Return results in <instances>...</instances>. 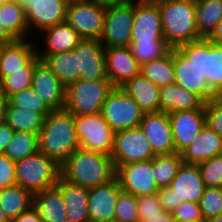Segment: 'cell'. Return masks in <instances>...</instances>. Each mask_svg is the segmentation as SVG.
<instances>
[{"mask_svg":"<svg viewBox=\"0 0 222 222\" xmlns=\"http://www.w3.org/2000/svg\"><path fill=\"white\" fill-rule=\"evenodd\" d=\"M0 22L16 39L24 40L29 31L26 13L19 2L10 0L0 4Z\"/></svg>","mask_w":222,"mask_h":222,"instance_id":"obj_33","label":"cell"},{"mask_svg":"<svg viewBox=\"0 0 222 222\" xmlns=\"http://www.w3.org/2000/svg\"><path fill=\"white\" fill-rule=\"evenodd\" d=\"M205 187H222V154L198 164Z\"/></svg>","mask_w":222,"mask_h":222,"instance_id":"obj_43","label":"cell"},{"mask_svg":"<svg viewBox=\"0 0 222 222\" xmlns=\"http://www.w3.org/2000/svg\"><path fill=\"white\" fill-rule=\"evenodd\" d=\"M115 173L111 156L81 148L61 165V176L66 181L88 189L108 183L115 178Z\"/></svg>","mask_w":222,"mask_h":222,"instance_id":"obj_2","label":"cell"},{"mask_svg":"<svg viewBox=\"0 0 222 222\" xmlns=\"http://www.w3.org/2000/svg\"><path fill=\"white\" fill-rule=\"evenodd\" d=\"M36 45L24 40H16L0 46V81L9 72L23 71V68L37 55Z\"/></svg>","mask_w":222,"mask_h":222,"instance_id":"obj_24","label":"cell"},{"mask_svg":"<svg viewBox=\"0 0 222 222\" xmlns=\"http://www.w3.org/2000/svg\"><path fill=\"white\" fill-rule=\"evenodd\" d=\"M8 99L11 106L40 112L44 117L52 112L32 87L13 93Z\"/></svg>","mask_w":222,"mask_h":222,"instance_id":"obj_40","label":"cell"},{"mask_svg":"<svg viewBox=\"0 0 222 222\" xmlns=\"http://www.w3.org/2000/svg\"><path fill=\"white\" fill-rule=\"evenodd\" d=\"M10 222H42L38 211L32 207L26 212L21 213L18 217L12 219Z\"/></svg>","mask_w":222,"mask_h":222,"instance_id":"obj_50","label":"cell"},{"mask_svg":"<svg viewBox=\"0 0 222 222\" xmlns=\"http://www.w3.org/2000/svg\"><path fill=\"white\" fill-rule=\"evenodd\" d=\"M176 153L188 147L205 125V110H184L168 114Z\"/></svg>","mask_w":222,"mask_h":222,"instance_id":"obj_18","label":"cell"},{"mask_svg":"<svg viewBox=\"0 0 222 222\" xmlns=\"http://www.w3.org/2000/svg\"><path fill=\"white\" fill-rule=\"evenodd\" d=\"M38 151V134L14 132L4 152L12 161L17 162Z\"/></svg>","mask_w":222,"mask_h":222,"instance_id":"obj_37","label":"cell"},{"mask_svg":"<svg viewBox=\"0 0 222 222\" xmlns=\"http://www.w3.org/2000/svg\"><path fill=\"white\" fill-rule=\"evenodd\" d=\"M79 148L73 114L65 109L48 114L38 133V151L61 166Z\"/></svg>","mask_w":222,"mask_h":222,"instance_id":"obj_1","label":"cell"},{"mask_svg":"<svg viewBox=\"0 0 222 222\" xmlns=\"http://www.w3.org/2000/svg\"><path fill=\"white\" fill-rule=\"evenodd\" d=\"M33 207L38 211L42 222H60L66 219L63 196L56 186L34 193Z\"/></svg>","mask_w":222,"mask_h":222,"instance_id":"obj_29","label":"cell"},{"mask_svg":"<svg viewBox=\"0 0 222 222\" xmlns=\"http://www.w3.org/2000/svg\"><path fill=\"white\" fill-rule=\"evenodd\" d=\"M206 222H222V214H220L214 218L208 219V220H206Z\"/></svg>","mask_w":222,"mask_h":222,"instance_id":"obj_57","label":"cell"},{"mask_svg":"<svg viewBox=\"0 0 222 222\" xmlns=\"http://www.w3.org/2000/svg\"><path fill=\"white\" fill-rule=\"evenodd\" d=\"M10 0H0V4L4 3V2H8Z\"/></svg>","mask_w":222,"mask_h":222,"instance_id":"obj_62","label":"cell"},{"mask_svg":"<svg viewBox=\"0 0 222 222\" xmlns=\"http://www.w3.org/2000/svg\"><path fill=\"white\" fill-rule=\"evenodd\" d=\"M15 176L19 186L34 194L56 186L61 176V166L37 151L15 162Z\"/></svg>","mask_w":222,"mask_h":222,"instance_id":"obj_4","label":"cell"},{"mask_svg":"<svg viewBox=\"0 0 222 222\" xmlns=\"http://www.w3.org/2000/svg\"><path fill=\"white\" fill-rule=\"evenodd\" d=\"M52 70L58 80L67 87L80 79L77 52L75 50L50 55H37Z\"/></svg>","mask_w":222,"mask_h":222,"instance_id":"obj_30","label":"cell"},{"mask_svg":"<svg viewBox=\"0 0 222 222\" xmlns=\"http://www.w3.org/2000/svg\"><path fill=\"white\" fill-rule=\"evenodd\" d=\"M9 104V99L0 91V125L5 123L6 111Z\"/></svg>","mask_w":222,"mask_h":222,"instance_id":"obj_53","label":"cell"},{"mask_svg":"<svg viewBox=\"0 0 222 222\" xmlns=\"http://www.w3.org/2000/svg\"><path fill=\"white\" fill-rule=\"evenodd\" d=\"M85 2L92 3L94 5L102 6L104 8H109L115 4L120 3V0H84Z\"/></svg>","mask_w":222,"mask_h":222,"instance_id":"obj_55","label":"cell"},{"mask_svg":"<svg viewBox=\"0 0 222 222\" xmlns=\"http://www.w3.org/2000/svg\"><path fill=\"white\" fill-rule=\"evenodd\" d=\"M193 222H206V219L202 218V219H200V220L193 221Z\"/></svg>","mask_w":222,"mask_h":222,"instance_id":"obj_59","label":"cell"},{"mask_svg":"<svg viewBox=\"0 0 222 222\" xmlns=\"http://www.w3.org/2000/svg\"><path fill=\"white\" fill-rule=\"evenodd\" d=\"M139 127L149 141L155 155L176 152L168 113H144Z\"/></svg>","mask_w":222,"mask_h":222,"instance_id":"obj_16","label":"cell"},{"mask_svg":"<svg viewBox=\"0 0 222 222\" xmlns=\"http://www.w3.org/2000/svg\"><path fill=\"white\" fill-rule=\"evenodd\" d=\"M165 41L157 3L134 2L131 42Z\"/></svg>","mask_w":222,"mask_h":222,"instance_id":"obj_14","label":"cell"},{"mask_svg":"<svg viewBox=\"0 0 222 222\" xmlns=\"http://www.w3.org/2000/svg\"><path fill=\"white\" fill-rule=\"evenodd\" d=\"M137 210L139 222L145 216L159 215V213H162L164 211L161 207V203L157 194L138 196Z\"/></svg>","mask_w":222,"mask_h":222,"instance_id":"obj_45","label":"cell"},{"mask_svg":"<svg viewBox=\"0 0 222 222\" xmlns=\"http://www.w3.org/2000/svg\"><path fill=\"white\" fill-rule=\"evenodd\" d=\"M134 18V2H120L106 8L100 38L105 48L130 47Z\"/></svg>","mask_w":222,"mask_h":222,"instance_id":"obj_9","label":"cell"},{"mask_svg":"<svg viewBox=\"0 0 222 222\" xmlns=\"http://www.w3.org/2000/svg\"><path fill=\"white\" fill-rule=\"evenodd\" d=\"M205 124L222 137V95L205 102Z\"/></svg>","mask_w":222,"mask_h":222,"instance_id":"obj_44","label":"cell"},{"mask_svg":"<svg viewBox=\"0 0 222 222\" xmlns=\"http://www.w3.org/2000/svg\"><path fill=\"white\" fill-rule=\"evenodd\" d=\"M29 30L42 31L66 21L67 0H21ZM31 28V29H30Z\"/></svg>","mask_w":222,"mask_h":222,"instance_id":"obj_13","label":"cell"},{"mask_svg":"<svg viewBox=\"0 0 222 222\" xmlns=\"http://www.w3.org/2000/svg\"><path fill=\"white\" fill-rule=\"evenodd\" d=\"M140 73L159 88L175 83L173 48L162 58L143 63Z\"/></svg>","mask_w":222,"mask_h":222,"instance_id":"obj_35","label":"cell"},{"mask_svg":"<svg viewBox=\"0 0 222 222\" xmlns=\"http://www.w3.org/2000/svg\"><path fill=\"white\" fill-rule=\"evenodd\" d=\"M130 48L140 65L162 58L171 49L165 41L131 42Z\"/></svg>","mask_w":222,"mask_h":222,"instance_id":"obj_39","label":"cell"},{"mask_svg":"<svg viewBox=\"0 0 222 222\" xmlns=\"http://www.w3.org/2000/svg\"><path fill=\"white\" fill-rule=\"evenodd\" d=\"M39 60L36 55L23 68V71L9 72V75L0 81V91L3 92L6 97H9L13 93L31 87L34 66Z\"/></svg>","mask_w":222,"mask_h":222,"instance_id":"obj_38","label":"cell"},{"mask_svg":"<svg viewBox=\"0 0 222 222\" xmlns=\"http://www.w3.org/2000/svg\"><path fill=\"white\" fill-rule=\"evenodd\" d=\"M113 88L109 79H79L66 87L64 109L77 115L100 113L107 95Z\"/></svg>","mask_w":222,"mask_h":222,"instance_id":"obj_6","label":"cell"},{"mask_svg":"<svg viewBox=\"0 0 222 222\" xmlns=\"http://www.w3.org/2000/svg\"><path fill=\"white\" fill-rule=\"evenodd\" d=\"M222 19V0L195 2V23L201 38L207 39Z\"/></svg>","mask_w":222,"mask_h":222,"instance_id":"obj_32","label":"cell"},{"mask_svg":"<svg viewBox=\"0 0 222 222\" xmlns=\"http://www.w3.org/2000/svg\"><path fill=\"white\" fill-rule=\"evenodd\" d=\"M60 222H72V221L66 218V219H64L63 221H60Z\"/></svg>","mask_w":222,"mask_h":222,"instance_id":"obj_61","label":"cell"},{"mask_svg":"<svg viewBox=\"0 0 222 222\" xmlns=\"http://www.w3.org/2000/svg\"><path fill=\"white\" fill-rule=\"evenodd\" d=\"M100 113L115 133L139 127L144 115L140 106L121 87H114L109 92Z\"/></svg>","mask_w":222,"mask_h":222,"instance_id":"obj_8","label":"cell"},{"mask_svg":"<svg viewBox=\"0 0 222 222\" xmlns=\"http://www.w3.org/2000/svg\"><path fill=\"white\" fill-rule=\"evenodd\" d=\"M155 156L140 127L115 133L111 154L115 168L131 162L151 160Z\"/></svg>","mask_w":222,"mask_h":222,"instance_id":"obj_10","label":"cell"},{"mask_svg":"<svg viewBox=\"0 0 222 222\" xmlns=\"http://www.w3.org/2000/svg\"><path fill=\"white\" fill-rule=\"evenodd\" d=\"M68 2H74V1H84V0H67Z\"/></svg>","mask_w":222,"mask_h":222,"instance_id":"obj_63","label":"cell"},{"mask_svg":"<svg viewBox=\"0 0 222 222\" xmlns=\"http://www.w3.org/2000/svg\"><path fill=\"white\" fill-rule=\"evenodd\" d=\"M169 187L176 197V208L184 201L199 203L205 185L198 165L182 163Z\"/></svg>","mask_w":222,"mask_h":222,"instance_id":"obj_22","label":"cell"},{"mask_svg":"<svg viewBox=\"0 0 222 222\" xmlns=\"http://www.w3.org/2000/svg\"><path fill=\"white\" fill-rule=\"evenodd\" d=\"M172 214L176 222H193L203 218L199 203L195 202H181Z\"/></svg>","mask_w":222,"mask_h":222,"instance_id":"obj_46","label":"cell"},{"mask_svg":"<svg viewBox=\"0 0 222 222\" xmlns=\"http://www.w3.org/2000/svg\"><path fill=\"white\" fill-rule=\"evenodd\" d=\"M160 112L204 109L205 101L196 93L175 83L160 87Z\"/></svg>","mask_w":222,"mask_h":222,"instance_id":"obj_26","label":"cell"},{"mask_svg":"<svg viewBox=\"0 0 222 222\" xmlns=\"http://www.w3.org/2000/svg\"><path fill=\"white\" fill-rule=\"evenodd\" d=\"M106 8L85 1L69 2L66 21L82 39L100 40Z\"/></svg>","mask_w":222,"mask_h":222,"instance_id":"obj_11","label":"cell"},{"mask_svg":"<svg viewBox=\"0 0 222 222\" xmlns=\"http://www.w3.org/2000/svg\"><path fill=\"white\" fill-rule=\"evenodd\" d=\"M56 187L61 191L65 204L66 218L72 222H90L88 191L86 187L66 181L60 176Z\"/></svg>","mask_w":222,"mask_h":222,"instance_id":"obj_25","label":"cell"},{"mask_svg":"<svg viewBox=\"0 0 222 222\" xmlns=\"http://www.w3.org/2000/svg\"><path fill=\"white\" fill-rule=\"evenodd\" d=\"M42 32L45 34L44 42L46 48L43 52L38 48L37 55L73 51L82 40L76 30L67 21L44 29Z\"/></svg>","mask_w":222,"mask_h":222,"instance_id":"obj_28","label":"cell"},{"mask_svg":"<svg viewBox=\"0 0 222 222\" xmlns=\"http://www.w3.org/2000/svg\"><path fill=\"white\" fill-rule=\"evenodd\" d=\"M157 196L160 200L162 209L172 214L176 209V197L173 194V190L170 189V187L160 188L157 192Z\"/></svg>","mask_w":222,"mask_h":222,"instance_id":"obj_48","label":"cell"},{"mask_svg":"<svg viewBox=\"0 0 222 222\" xmlns=\"http://www.w3.org/2000/svg\"><path fill=\"white\" fill-rule=\"evenodd\" d=\"M115 207L114 222H139L135 195L121 190Z\"/></svg>","mask_w":222,"mask_h":222,"instance_id":"obj_42","label":"cell"},{"mask_svg":"<svg viewBox=\"0 0 222 222\" xmlns=\"http://www.w3.org/2000/svg\"><path fill=\"white\" fill-rule=\"evenodd\" d=\"M180 154L184 164L198 165L222 154V137L205 124L192 143Z\"/></svg>","mask_w":222,"mask_h":222,"instance_id":"obj_23","label":"cell"},{"mask_svg":"<svg viewBox=\"0 0 222 222\" xmlns=\"http://www.w3.org/2000/svg\"><path fill=\"white\" fill-rule=\"evenodd\" d=\"M14 41H16V39L6 30V28L0 22V46L4 44H10Z\"/></svg>","mask_w":222,"mask_h":222,"instance_id":"obj_54","label":"cell"},{"mask_svg":"<svg viewBox=\"0 0 222 222\" xmlns=\"http://www.w3.org/2000/svg\"><path fill=\"white\" fill-rule=\"evenodd\" d=\"M34 194L15 184L0 190V208L11 221L33 207Z\"/></svg>","mask_w":222,"mask_h":222,"instance_id":"obj_31","label":"cell"},{"mask_svg":"<svg viewBox=\"0 0 222 222\" xmlns=\"http://www.w3.org/2000/svg\"><path fill=\"white\" fill-rule=\"evenodd\" d=\"M31 87L51 111L65 108L66 87L41 59L34 66Z\"/></svg>","mask_w":222,"mask_h":222,"instance_id":"obj_15","label":"cell"},{"mask_svg":"<svg viewBox=\"0 0 222 222\" xmlns=\"http://www.w3.org/2000/svg\"><path fill=\"white\" fill-rule=\"evenodd\" d=\"M182 163L181 154L176 152L152 158V175L159 189L169 187Z\"/></svg>","mask_w":222,"mask_h":222,"instance_id":"obj_36","label":"cell"},{"mask_svg":"<svg viewBox=\"0 0 222 222\" xmlns=\"http://www.w3.org/2000/svg\"><path fill=\"white\" fill-rule=\"evenodd\" d=\"M45 117L40 112L22 109L8 104L5 123L15 132L39 133Z\"/></svg>","mask_w":222,"mask_h":222,"instance_id":"obj_34","label":"cell"},{"mask_svg":"<svg viewBox=\"0 0 222 222\" xmlns=\"http://www.w3.org/2000/svg\"><path fill=\"white\" fill-rule=\"evenodd\" d=\"M77 52L80 79H108L106 72L105 47L97 39H82L74 49Z\"/></svg>","mask_w":222,"mask_h":222,"instance_id":"obj_19","label":"cell"},{"mask_svg":"<svg viewBox=\"0 0 222 222\" xmlns=\"http://www.w3.org/2000/svg\"><path fill=\"white\" fill-rule=\"evenodd\" d=\"M161 14L163 36L170 48L202 39L195 23V2L162 0L157 2Z\"/></svg>","mask_w":222,"mask_h":222,"instance_id":"obj_3","label":"cell"},{"mask_svg":"<svg viewBox=\"0 0 222 222\" xmlns=\"http://www.w3.org/2000/svg\"><path fill=\"white\" fill-rule=\"evenodd\" d=\"M177 49L206 78L210 90L215 95H222V45L202 38L182 44Z\"/></svg>","mask_w":222,"mask_h":222,"instance_id":"obj_5","label":"cell"},{"mask_svg":"<svg viewBox=\"0 0 222 222\" xmlns=\"http://www.w3.org/2000/svg\"><path fill=\"white\" fill-rule=\"evenodd\" d=\"M14 130L6 123L0 125V153H4L14 135Z\"/></svg>","mask_w":222,"mask_h":222,"instance_id":"obj_49","label":"cell"},{"mask_svg":"<svg viewBox=\"0 0 222 222\" xmlns=\"http://www.w3.org/2000/svg\"><path fill=\"white\" fill-rule=\"evenodd\" d=\"M207 39L213 44L222 45V19Z\"/></svg>","mask_w":222,"mask_h":222,"instance_id":"obj_52","label":"cell"},{"mask_svg":"<svg viewBox=\"0 0 222 222\" xmlns=\"http://www.w3.org/2000/svg\"><path fill=\"white\" fill-rule=\"evenodd\" d=\"M73 121L81 149L111 156L114 148L115 132L101 113L73 114Z\"/></svg>","mask_w":222,"mask_h":222,"instance_id":"obj_7","label":"cell"},{"mask_svg":"<svg viewBox=\"0 0 222 222\" xmlns=\"http://www.w3.org/2000/svg\"><path fill=\"white\" fill-rule=\"evenodd\" d=\"M175 84L199 95L205 102L215 94L210 90L206 78L188 61L177 48H173Z\"/></svg>","mask_w":222,"mask_h":222,"instance_id":"obj_21","label":"cell"},{"mask_svg":"<svg viewBox=\"0 0 222 222\" xmlns=\"http://www.w3.org/2000/svg\"><path fill=\"white\" fill-rule=\"evenodd\" d=\"M121 191L115 177L108 183L89 188L88 211L90 222H114L115 206Z\"/></svg>","mask_w":222,"mask_h":222,"instance_id":"obj_17","label":"cell"},{"mask_svg":"<svg viewBox=\"0 0 222 222\" xmlns=\"http://www.w3.org/2000/svg\"><path fill=\"white\" fill-rule=\"evenodd\" d=\"M115 177L122 191L136 197L157 194L159 191L152 175V159L118 165Z\"/></svg>","mask_w":222,"mask_h":222,"instance_id":"obj_12","label":"cell"},{"mask_svg":"<svg viewBox=\"0 0 222 222\" xmlns=\"http://www.w3.org/2000/svg\"><path fill=\"white\" fill-rule=\"evenodd\" d=\"M121 88L140 106L144 113L160 112V88L141 73L127 81Z\"/></svg>","mask_w":222,"mask_h":222,"instance_id":"obj_27","label":"cell"},{"mask_svg":"<svg viewBox=\"0 0 222 222\" xmlns=\"http://www.w3.org/2000/svg\"><path fill=\"white\" fill-rule=\"evenodd\" d=\"M0 222H10L8 217L4 214L2 209L0 208Z\"/></svg>","mask_w":222,"mask_h":222,"instance_id":"obj_56","label":"cell"},{"mask_svg":"<svg viewBox=\"0 0 222 222\" xmlns=\"http://www.w3.org/2000/svg\"><path fill=\"white\" fill-rule=\"evenodd\" d=\"M121 2H134V0H120Z\"/></svg>","mask_w":222,"mask_h":222,"instance_id":"obj_60","label":"cell"},{"mask_svg":"<svg viewBox=\"0 0 222 222\" xmlns=\"http://www.w3.org/2000/svg\"><path fill=\"white\" fill-rule=\"evenodd\" d=\"M199 206L206 220L222 214V187H205Z\"/></svg>","mask_w":222,"mask_h":222,"instance_id":"obj_41","label":"cell"},{"mask_svg":"<svg viewBox=\"0 0 222 222\" xmlns=\"http://www.w3.org/2000/svg\"><path fill=\"white\" fill-rule=\"evenodd\" d=\"M15 184V162L4 153H0V190Z\"/></svg>","mask_w":222,"mask_h":222,"instance_id":"obj_47","label":"cell"},{"mask_svg":"<svg viewBox=\"0 0 222 222\" xmlns=\"http://www.w3.org/2000/svg\"><path fill=\"white\" fill-rule=\"evenodd\" d=\"M106 72L113 87H121L140 74L141 65L130 47L105 48Z\"/></svg>","mask_w":222,"mask_h":222,"instance_id":"obj_20","label":"cell"},{"mask_svg":"<svg viewBox=\"0 0 222 222\" xmlns=\"http://www.w3.org/2000/svg\"><path fill=\"white\" fill-rule=\"evenodd\" d=\"M136 2H149V3H157L162 0H134Z\"/></svg>","mask_w":222,"mask_h":222,"instance_id":"obj_58","label":"cell"},{"mask_svg":"<svg viewBox=\"0 0 222 222\" xmlns=\"http://www.w3.org/2000/svg\"><path fill=\"white\" fill-rule=\"evenodd\" d=\"M140 222H176L173 214L163 211L159 215L145 216Z\"/></svg>","mask_w":222,"mask_h":222,"instance_id":"obj_51","label":"cell"}]
</instances>
